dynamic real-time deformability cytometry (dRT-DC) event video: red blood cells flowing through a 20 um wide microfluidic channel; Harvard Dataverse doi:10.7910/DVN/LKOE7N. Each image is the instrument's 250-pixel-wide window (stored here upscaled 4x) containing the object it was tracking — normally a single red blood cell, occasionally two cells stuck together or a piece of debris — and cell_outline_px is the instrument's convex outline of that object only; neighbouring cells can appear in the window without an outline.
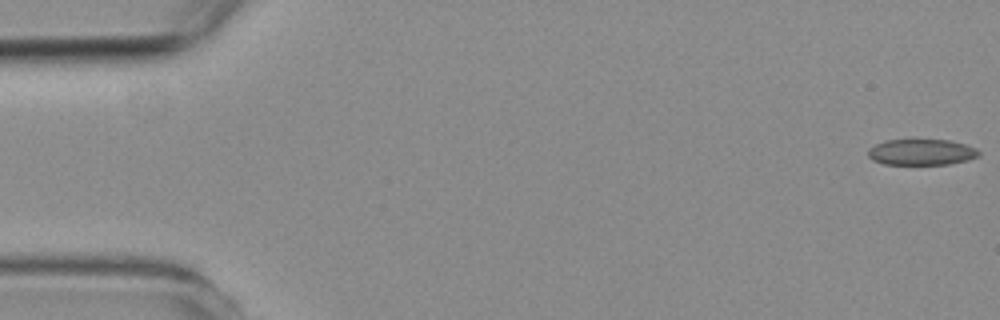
{"species": "common noctule bat (a hibernating species)", "species_latin": "Nyctalus noctula", "temperature_condition": "room temperature", "stored_images_in_passage": 12, "camera_frame_rate_fps": 3000, "um_per_image_px": 0.085, "animal": {"sex": "female", "body_mass_g": 19.3, "forearm_length_mm": 54.1}, "frame": {"image": 1, "passage_image": 1, "time_ms": 0.0, "image_size_px": [1000, 320], "cell_outline_px": [[980, 156], [968, 160], [948, 164], [884, 164], [872, 160], [868, 156], [868, 148], [884, 140], [948, 140], [964, 144], [976, 148], [980, 152]], "centroid_in_image_um": [78.32, 12.93], "position_along_channel_um": 6.7, "area_um2": 16.76}}